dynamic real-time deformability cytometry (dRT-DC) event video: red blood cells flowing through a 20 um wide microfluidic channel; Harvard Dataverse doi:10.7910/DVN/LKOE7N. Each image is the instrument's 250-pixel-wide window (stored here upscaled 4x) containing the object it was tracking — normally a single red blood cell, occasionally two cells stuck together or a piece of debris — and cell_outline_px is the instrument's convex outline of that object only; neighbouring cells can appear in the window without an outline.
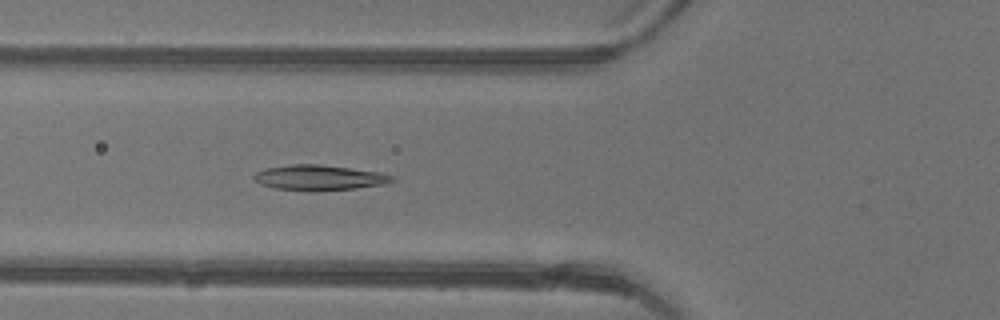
{"species": "common noctule bat (a hibernating species)", "species_latin": "Nyctalus noctula", "temperature_condition": "warm", "stored_images_in_passage": 47, "camera_frame_rate_fps": 3000, "um_per_image_px": 0.085, "animal": {"sex": "female"}, "frame": {"image": 1, "passage_image": 18, "time_ms": 5.667, "image_size_px": [1000, 320], "cell_outline_px": [[396, 180], [384, 184], [356, 188], [312, 192], [272, 188], [260, 184], [252, 176], [256, 172], [264, 168], [292, 164], [320, 164], [380, 172], [392, 176]], "centroid_in_image_um": [27.09, 15.11], "position_along_channel_um": 98.7, "area_um2": 20.58}}
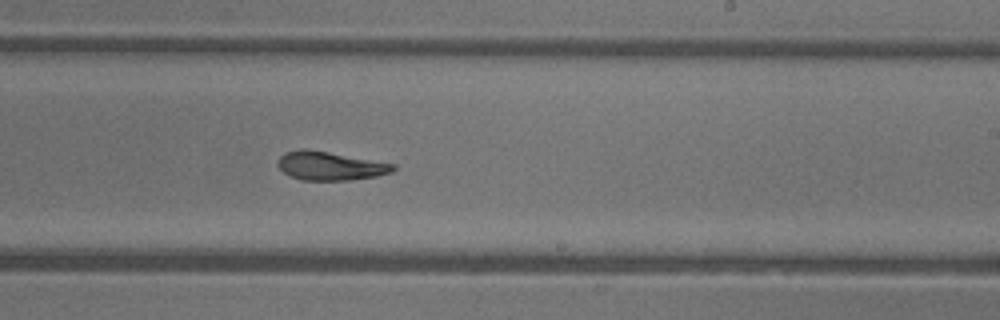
{"frame": {"image": 2, "passage_image": 29, "time_ms": 9.333, "image_size_px": [1000, 320], "cell_outline_px": [[396, 168], [392, 172], [376, 176], [348, 180], [300, 180], [288, 176], [276, 164], [276, 160], [284, 152], [300, 148], [304, 148], [328, 152], [396, 164]], "centroid_in_image_um": [28.01, 14.1], "position_along_channel_um": 261.0, "area_um2": 19.36}}
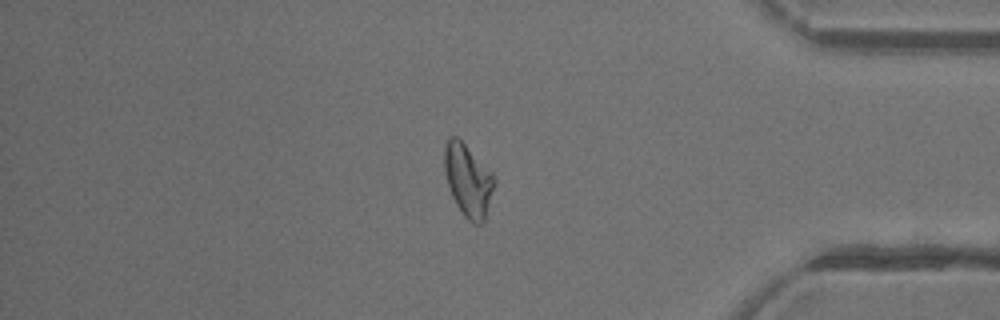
{"frame": {"image": 3, "passage_image": 40, "time_ms": 13.0, "image_size_px": [1000, 320], "cell_outline_px": [[496, 184], [484, 220], [480, 224], [472, 224], [464, 216], [456, 204], [452, 196], [444, 172], [444, 148], [448, 140], [452, 136], [456, 136], [496, 176]], "centroid_in_image_um": [39.8, 15.35], "position_along_channel_um": 395.4, "area_um2": 20.98}, "authors_computed_cell_mechanics": {"area_um2": 20.2878, "velocity_mm_per_s": 4.4245, "shape_relaxation_time_tau1_ms": 4.2023, "shape_relaxation_time_tau2_ms": 4.6592, "deformation_change_tau1": 0.1674, "deformation_change_tau2": 0.1243}}